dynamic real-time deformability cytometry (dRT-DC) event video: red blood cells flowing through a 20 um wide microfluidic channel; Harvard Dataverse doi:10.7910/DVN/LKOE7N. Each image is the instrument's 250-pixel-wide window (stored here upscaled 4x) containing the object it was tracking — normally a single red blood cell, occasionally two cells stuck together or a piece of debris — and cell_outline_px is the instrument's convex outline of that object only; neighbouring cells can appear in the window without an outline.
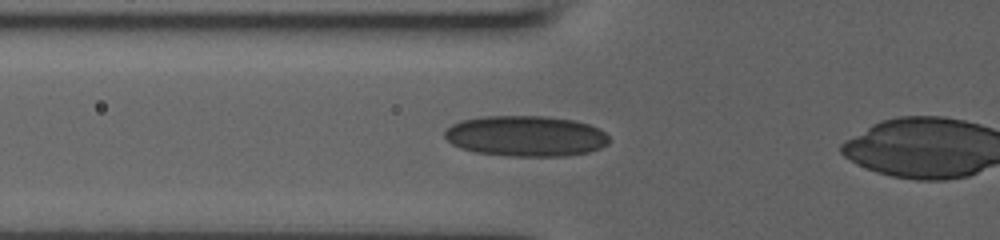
{"species": "human", "species_latin": "Homo sapiens", "temperature_condition": "room temperature", "stored_images_in_passage": 18, "camera_frame_rate_fps": 3000, "um_per_image_px": 0.085, "donor": {"sex": "male"}, "frame": {"image": 1, "passage_image": 14, "time_ms": 4.333, "image_size_px": [1000, 240], "cell_outline_px": [[608, 144], [600, 148], [588, 152], [564, 156], [508, 156], [476, 152], [460, 148], [452, 144], [444, 136], [444, 132], [452, 124], [464, 120], [484, 116], [544, 116], [572, 120], [588, 124], [600, 128], [608, 136]], "centroid_in_image_um": [44.7, 11.57], "position_along_channel_um": 81.1, "area_um2": 38.9}}
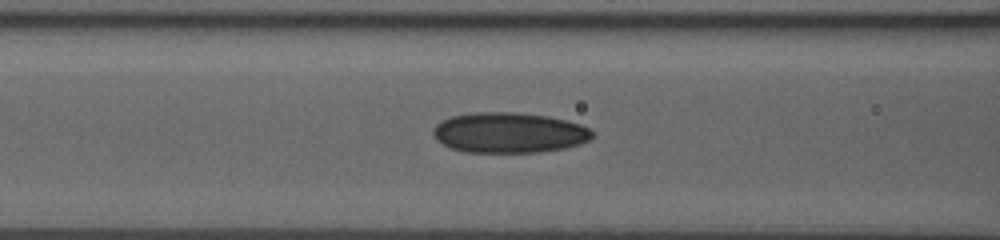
{"frame": {"image": 2, "passage_image": 16, "time_ms": 5.0, "image_size_px": [1000, 240], "cell_outline_px": [[592, 136], [588, 140], [580, 144], [564, 148], [540, 152], [464, 152], [452, 148], [436, 140], [432, 132], [432, 128], [440, 120], [452, 116], [472, 112], [512, 112], [548, 116], [568, 120], [580, 124], [588, 128], [592, 132]], "centroid_in_image_um": [43.24, 11.27], "position_along_channel_um": 123.4, "area_um2": 37.57}}